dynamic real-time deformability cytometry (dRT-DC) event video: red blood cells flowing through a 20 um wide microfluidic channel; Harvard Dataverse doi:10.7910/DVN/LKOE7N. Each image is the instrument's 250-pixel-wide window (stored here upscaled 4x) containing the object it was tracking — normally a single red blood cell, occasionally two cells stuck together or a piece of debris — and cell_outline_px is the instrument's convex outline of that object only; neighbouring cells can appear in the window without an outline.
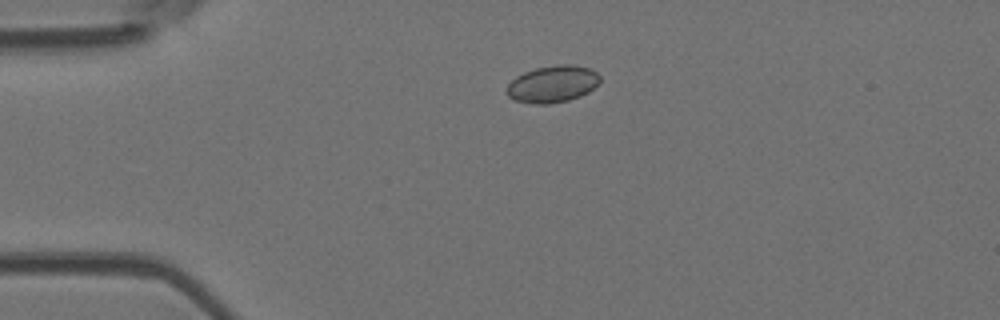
{"species": "Egyptian fruit bat (a non-hibernating species)", "species_latin": "Rousettus aegyptiacus", "temperature_condition": "room temperature", "stored_images_in_passage": 5, "camera_frame_rate_fps": 3000, "um_per_image_px": 0.085, "animal": {"sex": "female"}, "frame": {"image": 1, "passage_image": 4, "time_ms": 3.333, "image_size_px": [1000, 320], "cell_outline_px": [[600, 80], [588, 92], [580, 96], [568, 100], [548, 104], [536, 104], [512, 100], [504, 92], [508, 84], [516, 76], [524, 72], [536, 68], [556, 64], [572, 64], [592, 68], [600, 76]], "centroid_in_image_um": [46.94, 7.13], "position_along_channel_um": 38.1, "area_um2": 20.23}}